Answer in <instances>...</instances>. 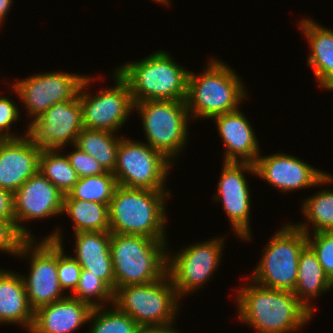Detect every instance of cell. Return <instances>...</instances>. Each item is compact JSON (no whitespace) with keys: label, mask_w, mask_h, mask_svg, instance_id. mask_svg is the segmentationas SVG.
<instances>
[{"label":"cell","mask_w":333,"mask_h":333,"mask_svg":"<svg viewBox=\"0 0 333 333\" xmlns=\"http://www.w3.org/2000/svg\"><path fill=\"white\" fill-rule=\"evenodd\" d=\"M173 325L165 326H139L136 333H181L174 329Z\"/></svg>","instance_id":"obj_38"},{"label":"cell","mask_w":333,"mask_h":333,"mask_svg":"<svg viewBox=\"0 0 333 333\" xmlns=\"http://www.w3.org/2000/svg\"><path fill=\"white\" fill-rule=\"evenodd\" d=\"M92 308L78 299L65 298L39 307L34 312L30 333H73L89 322Z\"/></svg>","instance_id":"obj_20"},{"label":"cell","mask_w":333,"mask_h":333,"mask_svg":"<svg viewBox=\"0 0 333 333\" xmlns=\"http://www.w3.org/2000/svg\"><path fill=\"white\" fill-rule=\"evenodd\" d=\"M70 296L91 308L105 307V303L114 302V291L102 279L85 269L81 270L78 286Z\"/></svg>","instance_id":"obj_31"},{"label":"cell","mask_w":333,"mask_h":333,"mask_svg":"<svg viewBox=\"0 0 333 333\" xmlns=\"http://www.w3.org/2000/svg\"><path fill=\"white\" fill-rule=\"evenodd\" d=\"M299 27L311 49L307 59L308 66L313 68L320 88L332 91L333 30L304 17L299 21Z\"/></svg>","instance_id":"obj_22"},{"label":"cell","mask_w":333,"mask_h":333,"mask_svg":"<svg viewBox=\"0 0 333 333\" xmlns=\"http://www.w3.org/2000/svg\"><path fill=\"white\" fill-rule=\"evenodd\" d=\"M61 234L58 228L53 234L46 235V239L57 242V274L61 289L63 291L71 289L74 292L79 283L82 267L76 259L65 254Z\"/></svg>","instance_id":"obj_32"},{"label":"cell","mask_w":333,"mask_h":333,"mask_svg":"<svg viewBox=\"0 0 333 333\" xmlns=\"http://www.w3.org/2000/svg\"><path fill=\"white\" fill-rule=\"evenodd\" d=\"M167 240L111 233L110 254L115 290L158 281L167 273Z\"/></svg>","instance_id":"obj_5"},{"label":"cell","mask_w":333,"mask_h":333,"mask_svg":"<svg viewBox=\"0 0 333 333\" xmlns=\"http://www.w3.org/2000/svg\"><path fill=\"white\" fill-rule=\"evenodd\" d=\"M167 52L161 49L115 69L128 83L134 104L150 100H186L189 70L177 64Z\"/></svg>","instance_id":"obj_3"},{"label":"cell","mask_w":333,"mask_h":333,"mask_svg":"<svg viewBox=\"0 0 333 333\" xmlns=\"http://www.w3.org/2000/svg\"><path fill=\"white\" fill-rule=\"evenodd\" d=\"M20 113L19 108L12 99L0 96V139L23 137L22 135L12 134V131L10 133L11 125L19 120Z\"/></svg>","instance_id":"obj_36"},{"label":"cell","mask_w":333,"mask_h":333,"mask_svg":"<svg viewBox=\"0 0 333 333\" xmlns=\"http://www.w3.org/2000/svg\"><path fill=\"white\" fill-rule=\"evenodd\" d=\"M26 238L18 231L15 220L0 219V251L17 255Z\"/></svg>","instance_id":"obj_35"},{"label":"cell","mask_w":333,"mask_h":333,"mask_svg":"<svg viewBox=\"0 0 333 333\" xmlns=\"http://www.w3.org/2000/svg\"><path fill=\"white\" fill-rule=\"evenodd\" d=\"M72 147H74L73 151L66 154V156L68 157L70 164L79 179L107 172L104 167L91 155L81 151L75 145Z\"/></svg>","instance_id":"obj_34"},{"label":"cell","mask_w":333,"mask_h":333,"mask_svg":"<svg viewBox=\"0 0 333 333\" xmlns=\"http://www.w3.org/2000/svg\"><path fill=\"white\" fill-rule=\"evenodd\" d=\"M13 0H0V27L3 26V21L5 20V16L9 13V9Z\"/></svg>","instance_id":"obj_39"},{"label":"cell","mask_w":333,"mask_h":333,"mask_svg":"<svg viewBox=\"0 0 333 333\" xmlns=\"http://www.w3.org/2000/svg\"><path fill=\"white\" fill-rule=\"evenodd\" d=\"M180 299L166 273L158 281L119 287L114 291L113 305L139 326H165L175 322Z\"/></svg>","instance_id":"obj_7"},{"label":"cell","mask_w":333,"mask_h":333,"mask_svg":"<svg viewBox=\"0 0 333 333\" xmlns=\"http://www.w3.org/2000/svg\"><path fill=\"white\" fill-rule=\"evenodd\" d=\"M256 174L255 165L251 163L223 162L217 193L214 201L221 202L230 220L232 231L243 240H251L250 209L251 195L248 181L243 173Z\"/></svg>","instance_id":"obj_15"},{"label":"cell","mask_w":333,"mask_h":333,"mask_svg":"<svg viewBox=\"0 0 333 333\" xmlns=\"http://www.w3.org/2000/svg\"><path fill=\"white\" fill-rule=\"evenodd\" d=\"M303 161L280 152L268 156L260 154L254 164L256 176L282 192L333 183L331 174Z\"/></svg>","instance_id":"obj_16"},{"label":"cell","mask_w":333,"mask_h":333,"mask_svg":"<svg viewBox=\"0 0 333 333\" xmlns=\"http://www.w3.org/2000/svg\"><path fill=\"white\" fill-rule=\"evenodd\" d=\"M111 305L112 309L92 308L88 319L92 321L89 333H136L138 323L130 315Z\"/></svg>","instance_id":"obj_30"},{"label":"cell","mask_w":333,"mask_h":333,"mask_svg":"<svg viewBox=\"0 0 333 333\" xmlns=\"http://www.w3.org/2000/svg\"><path fill=\"white\" fill-rule=\"evenodd\" d=\"M306 246L307 234L296 223L284 224L270 238L249 280L266 288L293 292L299 256Z\"/></svg>","instance_id":"obj_6"},{"label":"cell","mask_w":333,"mask_h":333,"mask_svg":"<svg viewBox=\"0 0 333 333\" xmlns=\"http://www.w3.org/2000/svg\"><path fill=\"white\" fill-rule=\"evenodd\" d=\"M59 149H42L39 156V171L64 195H67L79 177L66 155Z\"/></svg>","instance_id":"obj_28"},{"label":"cell","mask_w":333,"mask_h":333,"mask_svg":"<svg viewBox=\"0 0 333 333\" xmlns=\"http://www.w3.org/2000/svg\"><path fill=\"white\" fill-rule=\"evenodd\" d=\"M153 1V0H152ZM155 1V3L157 4V3H161V4H165V5H167V7H168V5H170L171 3H170V0H154Z\"/></svg>","instance_id":"obj_40"},{"label":"cell","mask_w":333,"mask_h":333,"mask_svg":"<svg viewBox=\"0 0 333 333\" xmlns=\"http://www.w3.org/2000/svg\"><path fill=\"white\" fill-rule=\"evenodd\" d=\"M114 134L107 130L83 128L77 136L75 146L96 159L106 171L113 173L122 139Z\"/></svg>","instance_id":"obj_26"},{"label":"cell","mask_w":333,"mask_h":333,"mask_svg":"<svg viewBox=\"0 0 333 333\" xmlns=\"http://www.w3.org/2000/svg\"><path fill=\"white\" fill-rule=\"evenodd\" d=\"M64 194L40 171L13 194L15 225L26 239H35L22 222L62 214Z\"/></svg>","instance_id":"obj_17"},{"label":"cell","mask_w":333,"mask_h":333,"mask_svg":"<svg viewBox=\"0 0 333 333\" xmlns=\"http://www.w3.org/2000/svg\"><path fill=\"white\" fill-rule=\"evenodd\" d=\"M67 213L74 233L109 231V205L81 199H63L62 214Z\"/></svg>","instance_id":"obj_25"},{"label":"cell","mask_w":333,"mask_h":333,"mask_svg":"<svg viewBox=\"0 0 333 333\" xmlns=\"http://www.w3.org/2000/svg\"><path fill=\"white\" fill-rule=\"evenodd\" d=\"M75 255L82 269L102 279L115 291V276L110 254V231L74 233Z\"/></svg>","instance_id":"obj_21"},{"label":"cell","mask_w":333,"mask_h":333,"mask_svg":"<svg viewBox=\"0 0 333 333\" xmlns=\"http://www.w3.org/2000/svg\"><path fill=\"white\" fill-rule=\"evenodd\" d=\"M333 289V281L325 273L316 254L307 245L300 253L297 282L293 293L297 299L313 313L310 299Z\"/></svg>","instance_id":"obj_24"},{"label":"cell","mask_w":333,"mask_h":333,"mask_svg":"<svg viewBox=\"0 0 333 333\" xmlns=\"http://www.w3.org/2000/svg\"><path fill=\"white\" fill-rule=\"evenodd\" d=\"M172 164L147 143L123 137L113 174L117 184L124 187L167 190L164 186Z\"/></svg>","instance_id":"obj_9"},{"label":"cell","mask_w":333,"mask_h":333,"mask_svg":"<svg viewBox=\"0 0 333 333\" xmlns=\"http://www.w3.org/2000/svg\"><path fill=\"white\" fill-rule=\"evenodd\" d=\"M250 282L240 287L235 300L238 319L252 326L257 333H292L304 327L314 316L293 292Z\"/></svg>","instance_id":"obj_1"},{"label":"cell","mask_w":333,"mask_h":333,"mask_svg":"<svg viewBox=\"0 0 333 333\" xmlns=\"http://www.w3.org/2000/svg\"><path fill=\"white\" fill-rule=\"evenodd\" d=\"M134 109L141 116L147 144L173 163L189 139L186 101H142L135 103Z\"/></svg>","instance_id":"obj_8"},{"label":"cell","mask_w":333,"mask_h":333,"mask_svg":"<svg viewBox=\"0 0 333 333\" xmlns=\"http://www.w3.org/2000/svg\"><path fill=\"white\" fill-rule=\"evenodd\" d=\"M83 128L82 105L77 96L54 104L33 121L30 119L25 134L40 149L64 150L68 144L75 145Z\"/></svg>","instance_id":"obj_14"},{"label":"cell","mask_w":333,"mask_h":333,"mask_svg":"<svg viewBox=\"0 0 333 333\" xmlns=\"http://www.w3.org/2000/svg\"><path fill=\"white\" fill-rule=\"evenodd\" d=\"M223 244L224 237H215L182 248L176 256L167 254V273L180 298L210 281L223 256Z\"/></svg>","instance_id":"obj_11"},{"label":"cell","mask_w":333,"mask_h":333,"mask_svg":"<svg viewBox=\"0 0 333 333\" xmlns=\"http://www.w3.org/2000/svg\"><path fill=\"white\" fill-rule=\"evenodd\" d=\"M307 234V245L316 254L322 268L333 281V231Z\"/></svg>","instance_id":"obj_33"},{"label":"cell","mask_w":333,"mask_h":333,"mask_svg":"<svg viewBox=\"0 0 333 333\" xmlns=\"http://www.w3.org/2000/svg\"><path fill=\"white\" fill-rule=\"evenodd\" d=\"M117 186L114 174L107 171L80 178L72 190L64 195V199H81L109 205Z\"/></svg>","instance_id":"obj_29"},{"label":"cell","mask_w":333,"mask_h":333,"mask_svg":"<svg viewBox=\"0 0 333 333\" xmlns=\"http://www.w3.org/2000/svg\"><path fill=\"white\" fill-rule=\"evenodd\" d=\"M112 77L115 79V86L106 87L93 96L91 92L86 93L93 80L86 75L78 93L84 128L117 133L134 112V101L128 83L116 70Z\"/></svg>","instance_id":"obj_10"},{"label":"cell","mask_w":333,"mask_h":333,"mask_svg":"<svg viewBox=\"0 0 333 333\" xmlns=\"http://www.w3.org/2000/svg\"><path fill=\"white\" fill-rule=\"evenodd\" d=\"M245 115L238 109L212 118L224 141L223 162L255 164L261 153L255 131Z\"/></svg>","instance_id":"obj_19"},{"label":"cell","mask_w":333,"mask_h":333,"mask_svg":"<svg viewBox=\"0 0 333 333\" xmlns=\"http://www.w3.org/2000/svg\"><path fill=\"white\" fill-rule=\"evenodd\" d=\"M202 74V75H201ZM228 63L210 59L203 73L189 71L186 106L192 118L212 119L239 109L246 87Z\"/></svg>","instance_id":"obj_4"},{"label":"cell","mask_w":333,"mask_h":333,"mask_svg":"<svg viewBox=\"0 0 333 333\" xmlns=\"http://www.w3.org/2000/svg\"><path fill=\"white\" fill-rule=\"evenodd\" d=\"M40 149L28 136L0 139V188L14 194L39 171Z\"/></svg>","instance_id":"obj_18"},{"label":"cell","mask_w":333,"mask_h":333,"mask_svg":"<svg viewBox=\"0 0 333 333\" xmlns=\"http://www.w3.org/2000/svg\"><path fill=\"white\" fill-rule=\"evenodd\" d=\"M0 219L15 220L13 194L0 188Z\"/></svg>","instance_id":"obj_37"},{"label":"cell","mask_w":333,"mask_h":333,"mask_svg":"<svg viewBox=\"0 0 333 333\" xmlns=\"http://www.w3.org/2000/svg\"><path fill=\"white\" fill-rule=\"evenodd\" d=\"M36 243L35 239H26L16 255L20 258L30 256V272L22 278L34 311L66 297L57 274V242L44 238Z\"/></svg>","instance_id":"obj_12"},{"label":"cell","mask_w":333,"mask_h":333,"mask_svg":"<svg viewBox=\"0 0 333 333\" xmlns=\"http://www.w3.org/2000/svg\"><path fill=\"white\" fill-rule=\"evenodd\" d=\"M170 192L118 185L109 204V231L166 240L165 200Z\"/></svg>","instance_id":"obj_2"},{"label":"cell","mask_w":333,"mask_h":333,"mask_svg":"<svg viewBox=\"0 0 333 333\" xmlns=\"http://www.w3.org/2000/svg\"><path fill=\"white\" fill-rule=\"evenodd\" d=\"M22 275L0 268V325L20 324L28 333L34 321Z\"/></svg>","instance_id":"obj_23"},{"label":"cell","mask_w":333,"mask_h":333,"mask_svg":"<svg viewBox=\"0 0 333 333\" xmlns=\"http://www.w3.org/2000/svg\"><path fill=\"white\" fill-rule=\"evenodd\" d=\"M302 212L307 222L296 226L306 234L333 231V190L323 189L302 201ZM312 223V230L309 227Z\"/></svg>","instance_id":"obj_27"},{"label":"cell","mask_w":333,"mask_h":333,"mask_svg":"<svg viewBox=\"0 0 333 333\" xmlns=\"http://www.w3.org/2000/svg\"><path fill=\"white\" fill-rule=\"evenodd\" d=\"M85 77L63 71L43 72L17 80L12 84V91L22 100L27 114L34 120L54 104L75 99Z\"/></svg>","instance_id":"obj_13"}]
</instances>
